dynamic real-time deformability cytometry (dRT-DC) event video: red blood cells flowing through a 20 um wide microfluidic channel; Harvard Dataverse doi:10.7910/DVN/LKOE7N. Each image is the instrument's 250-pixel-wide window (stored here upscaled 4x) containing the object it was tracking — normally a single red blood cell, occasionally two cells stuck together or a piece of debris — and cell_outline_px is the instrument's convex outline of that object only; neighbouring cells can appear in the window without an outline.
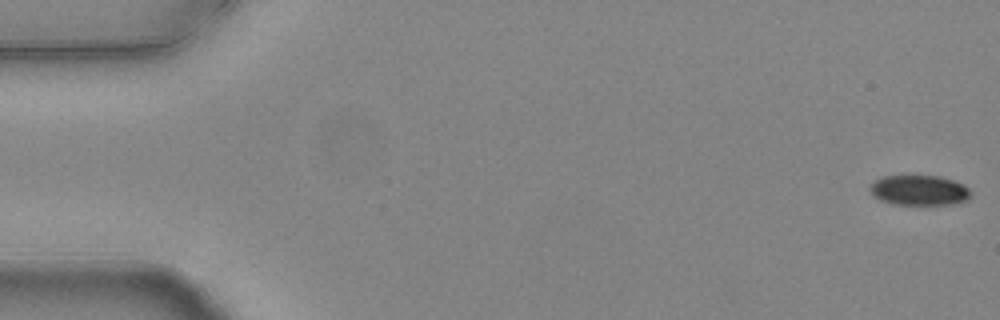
{"species": "common noctule bat (a hibernating species)", "species_latin": "Nyctalus noctula", "temperature_condition": "warm", "stored_images_in_passage": 35, "camera_frame_rate_fps": 3000, "um_per_image_px": 0.085, "animal": {"sex": "female", "body_mass_g": 24.6, "forearm_length_mm": 56.2}, "frame": {"image": 1, "passage_image": 1, "time_ms": 0.0, "image_size_px": [1000, 320], "cell_outline_px": [[972, 192], [964, 200], [952, 204], [892, 204], [880, 200], [872, 192], [872, 184], [876, 180], [884, 176], [940, 176], [964, 184]], "centroid_in_image_um": [78.16, 16.17], "position_along_channel_um": 6.8, "area_um2": 17.28}}
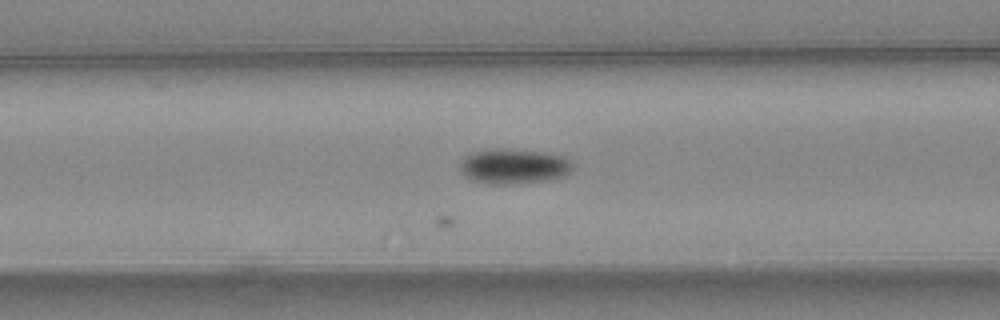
{"frame": {"image": 2, "passage_image": 22, "time_ms": 7.0, "image_size_px": [1000, 320], "cell_outline_px": [[572, 168], [564, 176], [548, 180], [512, 184], [488, 184], [472, 180], [464, 176], [460, 172], [460, 164], [464, 156], [472, 152], [488, 148], [504, 148], [544, 152], [564, 156], [572, 160]], "centroid_in_image_um": [43.64, 14.12], "position_along_channel_um": 123.0, "area_um2": 23.41}}